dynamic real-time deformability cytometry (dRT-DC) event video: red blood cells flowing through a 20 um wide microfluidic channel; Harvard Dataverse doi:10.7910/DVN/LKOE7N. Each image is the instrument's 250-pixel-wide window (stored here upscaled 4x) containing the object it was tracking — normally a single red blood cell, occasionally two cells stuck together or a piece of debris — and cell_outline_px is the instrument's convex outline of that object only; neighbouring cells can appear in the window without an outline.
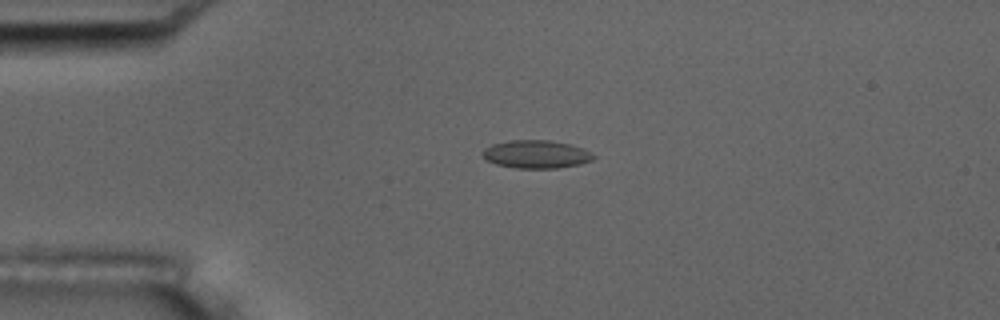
{"species": "common noctule bat (a hibernating species)", "species_latin": "Nyctalus noctula", "temperature_condition": "room temperature", "stored_images_in_passage": 5, "camera_frame_rate_fps": 3000, "um_per_image_px": 0.085, "animal": {"sex": "male", "body_mass_g": 17.5, "forearm_length_mm": 52.3}, "frame": {"image": 1, "passage_image": 4, "time_ms": 1.0, "image_size_px": [1000, 320], "cell_outline_px": [[596, 156], [592, 160], [580, 164], [556, 168], [512, 168], [496, 164], [484, 160], [480, 152], [484, 148], [492, 144], [512, 140], [548, 140], [568, 144], [584, 148], [592, 152]], "centroid_in_image_um": [45.54, 13.11], "position_along_channel_um": 39.5, "area_um2": 18.32}}